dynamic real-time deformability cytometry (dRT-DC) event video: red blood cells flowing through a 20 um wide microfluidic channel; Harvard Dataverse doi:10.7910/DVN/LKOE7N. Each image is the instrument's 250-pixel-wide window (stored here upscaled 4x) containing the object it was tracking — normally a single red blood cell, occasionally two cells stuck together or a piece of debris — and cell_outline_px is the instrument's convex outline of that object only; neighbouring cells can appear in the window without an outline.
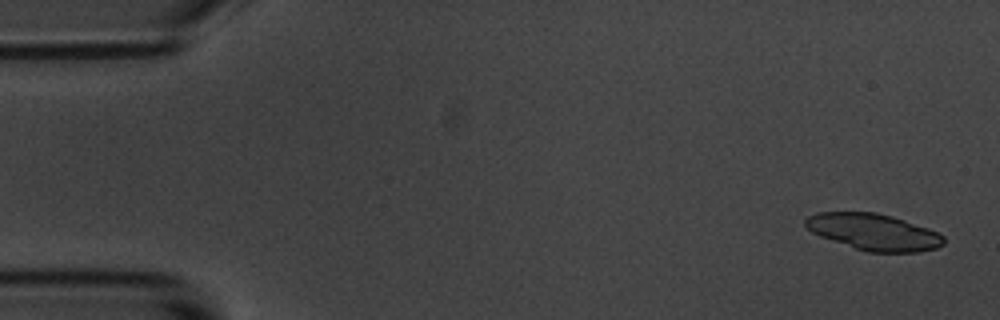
{"species": "common noctule bat (a hibernating species)", "species_latin": "Nyctalus noctula", "temperature_condition": "room temperature", "stored_images_in_passage": 5, "camera_frame_rate_fps": 3000, "um_per_image_px": 0.085, "animal": {"sex": "male", "body_mass_g": 20.1, "forearm_length_mm": 53.5}, "frame": {"image": 1, "passage_image": 1, "time_ms": 0.0, "image_size_px": [1000, 320], "cell_outline_px": [[944, 244], [936, 248], [920, 252], [868, 252], [820, 236], [812, 232], [804, 224], [804, 220], [808, 216], [816, 212], [876, 212], [892, 216], [928, 228], [944, 236]], "centroid_in_image_um": [74.26, 19.71], "position_along_channel_um": 10.7, "area_um2": 29.25}}